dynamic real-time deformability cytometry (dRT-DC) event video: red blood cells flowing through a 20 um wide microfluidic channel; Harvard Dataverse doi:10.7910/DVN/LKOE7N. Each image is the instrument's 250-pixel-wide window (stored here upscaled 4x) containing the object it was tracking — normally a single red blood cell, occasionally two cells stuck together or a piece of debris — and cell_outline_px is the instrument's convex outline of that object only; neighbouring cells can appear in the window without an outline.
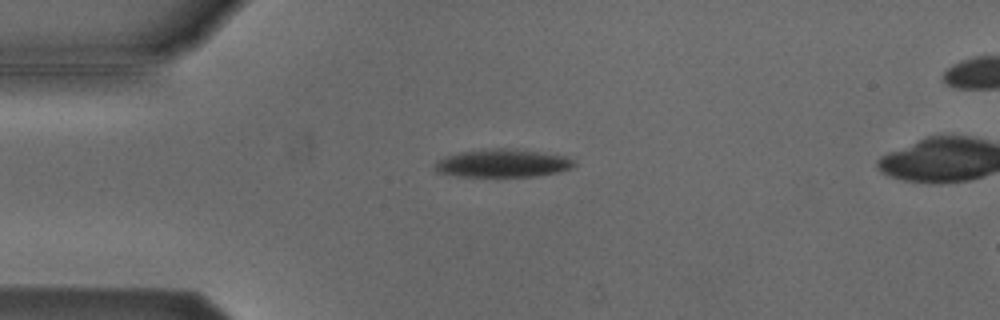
{"species": "Egyptian fruit bat (a non-hibernating species)", "species_latin": "Rousettus aegyptiacus", "temperature_condition": "cold", "stored_images_in_passage": 3, "camera_frame_rate_fps": 3000, "um_per_image_px": 0.085, "animal": {"sex": "male"}, "frame": {"image": 1, "passage_image": 1, "time_ms": 0.0, "image_size_px": [1000, 320], "cell_outline_px": [[576, 164], [572, 168], [556, 172], [536, 176], [460, 176], [436, 172], [436, 160], [444, 156], [460, 152], [496, 148], [516, 148], [564, 156], [576, 160]], "centroid_in_image_um": [42.74, 13.86], "position_along_channel_um": 42.3, "area_um2": 22.66}}